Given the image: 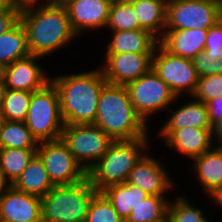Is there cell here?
I'll return each mask as SVG.
<instances>
[{
	"label": "cell",
	"instance_id": "6da1fadb",
	"mask_svg": "<svg viewBox=\"0 0 222 222\" xmlns=\"http://www.w3.org/2000/svg\"><path fill=\"white\" fill-rule=\"evenodd\" d=\"M22 5L19 20L24 27L30 55L45 57L73 41L74 32L67 9L62 3L46 0Z\"/></svg>",
	"mask_w": 222,
	"mask_h": 222
},
{
	"label": "cell",
	"instance_id": "7a4b0ae2",
	"mask_svg": "<svg viewBox=\"0 0 222 222\" xmlns=\"http://www.w3.org/2000/svg\"><path fill=\"white\" fill-rule=\"evenodd\" d=\"M59 95L65 124H94L102 87L107 83L101 70L57 75L50 78Z\"/></svg>",
	"mask_w": 222,
	"mask_h": 222
},
{
	"label": "cell",
	"instance_id": "3957f363",
	"mask_svg": "<svg viewBox=\"0 0 222 222\" xmlns=\"http://www.w3.org/2000/svg\"><path fill=\"white\" fill-rule=\"evenodd\" d=\"M113 141L143 138L147 123L136 112L126 86L106 83L101 90L94 122Z\"/></svg>",
	"mask_w": 222,
	"mask_h": 222
},
{
	"label": "cell",
	"instance_id": "277c9868",
	"mask_svg": "<svg viewBox=\"0 0 222 222\" xmlns=\"http://www.w3.org/2000/svg\"><path fill=\"white\" fill-rule=\"evenodd\" d=\"M148 136L113 141L103 157L87 172L92 187L101 192L111 185L125 183L130 171L150 147Z\"/></svg>",
	"mask_w": 222,
	"mask_h": 222
},
{
	"label": "cell",
	"instance_id": "5b68a950",
	"mask_svg": "<svg viewBox=\"0 0 222 222\" xmlns=\"http://www.w3.org/2000/svg\"><path fill=\"white\" fill-rule=\"evenodd\" d=\"M98 192L88 179L72 185L54 186L41 197L42 221L85 222Z\"/></svg>",
	"mask_w": 222,
	"mask_h": 222
},
{
	"label": "cell",
	"instance_id": "8992f818",
	"mask_svg": "<svg viewBox=\"0 0 222 222\" xmlns=\"http://www.w3.org/2000/svg\"><path fill=\"white\" fill-rule=\"evenodd\" d=\"M25 124L38 143L61 138L64 123L59 95L51 81L32 93Z\"/></svg>",
	"mask_w": 222,
	"mask_h": 222
},
{
	"label": "cell",
	"instance_id": "52a82bcc",
	"mask_svg": "<svg viewBox=\"0 0 222 222\" xmlns=\"http://www.w3.org/2000/svg\"><path fill=\"white\" fill-rule=\"evenodd\" d=\"M222 20V0H167L164 30L209 29Z\"/></svg>",
	"mask_w": 222,
	"mask_h": 222
},
{
	"label": "cell",
	"instance_id": "ba28073f",
	"mask_svg": "<svg viewBox=\"0 0 222 222\" xmlns=\"http://www.w3.org/2000/svg\"><path fill=\"white\" fill-rule=\"evenodd\" d=\"M61 140L72 156L88 172L106 153L113 140L95 124H65Z\"/></svg>",
	"mask_w": 222,
	"mask_h": 222
},
{
	"label": "cell",
	"instance_id": "9c48e42d",
	"mask_svg": "<svg viewBox=\"0 0 222 222\" xmlns=\"http://www.w3.org/2000/svg\"><path fill=\"white\" fill-rule=\"evenodd\" d=\"M126 89L136 112L147 124L151 115L164 110L179 98L152 68L128 83Z\"/></svg>",
	"mask_w": 222,
	"mask_h": 222
},
{
	"label": "cell",
	"instance_id": "30bf717a",
	"mask_svg": "<svg viewBox=\"0 0 222 222\" xmlns=\"http://www.w3.org/2000/svg\"><path fill=\"white\" fill-rule=\"evenodd\" d=\"M152 69L170 87L176 97L194 94L199 76L192 59L176 56L159 43L152 56Z\"/></svg>",
	"mask_w": 222,
	"mask_h": 222
},
{
	"label": "cell",
	"instance_id": "8fae6325",
	"mask_svg": "<svg viewBox=\"0 0 222 222\" xmlns=\"http://www.w3.org/2000/svg\"><path fill=\"white\" fill-rule=\"evenodd\" d=\"M37 154L54 186L72 185L87 179V172L60 139L39 142Z\"/></svg>",
	"mask_w": 222,
	"mask_h": 222
},
{
	"label": "cell",
	"instance_id": "7c38bea8",
	"mask_svg": "<svg viewBox=\"0 0 222 222\" xmlns=\"http://www.w3.org/2000/svg\"><path fill=\"white\" fill-rule=\"evenodd\" d=\"M153 53H105L100 66L108 83L126 86L152 68Z\"/></svg>",
	"mask_w": 222,
	"mask_h": 222
},
{
	"label": "cell",
	"instance_id": "4fadbf2b",
	"mask_svg": "<svg viewBox=\"0 0 222 222\" xmlns=\"http://www.w3.org/2000/svg\"><path fill=\"white\" fill-rule=\"evenodd\" d=\"M43 57L29 55L3 67L0 72L5 86L10 90L35 92L50 82V77L40 67L38 60Z\"/></svg>",
	"mask_w": 222,
	"mask_h": 222
},
{
	"label": "cell",
	"instance_id": "5bb4252c",
	"mask_svg": "<svg viewBox=\"0 0 222 222\" xmlns=\"http://www.w3.org/2000/svg\"><path fill=\"white\" fill-rule=\"evenodd\" d=\"M146 152L128 174L126 183L138 186L151 196H164L174 183L166 167Z\"/></svg>",
	"mask_w": 222,
	"mask_h": 222
},
{
	"label": "cell",
	"instance_id": "9a60e30c",
	"mask_svg": "<svg viewBox=\"0 0 222 222\" xmlns=\"http://www.w3.org/2000/svg\"><path fill=\"white\" fill-rule=\"evenodd\" d=\"M71 26L80 36L82 32L106 28L109 19L110 0H67Z\"/></svg>",
	"mask_w": 222,
	"mask_h": 222
},
{
	"label": "cell",
	"instance_id": "2e32d148",
	"mask_svg": "<svg viewBox=\"0 0 222 222\" xmlns=\"http://www.w3.org/2000/svg\"><path fill=\"white\" fill-rule=\"evenodd\" d=\"M0 222H42L41 198L11 186L0 195Z\"/></svg>",
	"mask_w": 222,
	"mask_h": 222
},
{
	"label": "cell",
	"instance_id": "e0dca14e",
	"mask_svg": "<svg viewBox=\"0 0 222 222\" xmlns=\"http://www.w3.org/2000/svg\"><path fill=\"white\" fill-rule=\"evenodd\" d=\"M165 145L189 159L201 156L213 147L215 129L182 128L179 130H159Z\"/></svg>",
	"mask_w": 222,
	"mask_h": 222
},
{
	"label": "cell",
	"instance_id": "ac0fdd59",
	"mask_svg": "<svg viewBox=\"0 0 222 222\" xmlns=\"http://www.w3.org/2000/svg\"><path fill=\"white\" fill-rule=\"evenodd\" d=\"M208 29L164 30L158 43L173 55L193 59L204 51Z\"/></svg>",
	"mask_w": 222,
	"mask_h": 222
},
{
	"label": "cell",
	"instance_id": "d6986e66",
	"mask_svg": "<svg viewBox=\"0 0 222 222\" xmlns=\"http://www.w3.org/2000/svg\"><path fill=\"white\" fill-rule=\"evenodd\" d=\"M215 146V147H214ZM207 152L193 159L196 178L206 194L222 187V146L214 145Z\"/></svg>",
	"mask_w": 222,
	"mask_h": 222
},
{
	"label": "cell",
	"instance_id": "ffe728a7",
	"mask_svg": "<svg viewBox=\"0 0 222 222\" xmlns=\"http://www.w3.org/2000/svg\"><path fill=\"white\" fill-rule=\"evenodd\" d=\"M106 53H153L158 39L144 29L111 31Z\"/></svg>",
	"mask_w": 222,
	"mask_h": 222
},
{
	"label": "cell",
	"instance_id": "44dd1931",
	"mask_svg": "<svg viewBox=\"0 0 222 222\" xmlns=\"http://www.w3.org/2000/svg\"><path fill=\"white\" fill-rule=\"evenodd\" d=\"M172 112L160 130H179L188 127L215 129L209 121L206 105L202 101L193 98Z\"/></svg>",
	"mask_w": 222,
	"mask_h": 222
},
{
	"label": "cell",
	"instance_id": "7402d4cb",
	"mask_svg": "<svg viewBox=\"0 0 222 222\" xmlns=\"http://www.w3.org/2000/svg\"><path fill=\"white\" fill-rule=\"evenodd\" d=\"M12 186L16 190L40 198L54 187L38 154L33 157Z\"/></svg>",
	"mask_w": 222,
	"mask_h": 222
},
{
	"label": "cell",
	"instance_id": "603a6c76",
	"mask_svg": "<svg viewBox=\"0 0 222 222\" xmlns=\"http://www.w3.org/2000/svg\"><path fill=\"white\" fill-rule=\"evenodd\" d=\"M101 193L108 199L124 221L130 216L131 210L148 196L138 186L126 182L111 185L102 190Z\"/></svg>",
	"mask_w": 222,
	"mask_h": 222
},
{
	"label": "cell",
	"instance_id": "cb8c5ba5",
	"mask_svg": "<svg viewBox=\"0 0 222 222\" xmlns=\"http://www.w3.org/2000/svg\"><path fill=\"white\" fill-rule=\"evenodd\" d=\"M132 4L140 27L159 40L164 34L167 0H139Z\"/></svg>",
	"mask_w": 222,
	"mask_h": 222
},
{
	"label": "cell",
	"instance_id": "d4e9b609",
	"mask_svg": "<svg viewBox=\"0 0 222 222\" xmlns=\"http://www.w3.org/2000/svg\"><path fill=\"white\" fill-rule=\"evenodd\" d=\"M29 55L26 32L19 20L10 30L0 35V70Z\"/></svg>",
	"mask_w": 222,
	"mask_h": 222
},
{
	"label": "cell",
	"instance_id": "484cf974",
	"mask_svg": "<svg viewBox=\"0 0 222 222\" xmlns=\"http://www.w3.org/2000/svg\"><path fill=\"white\" fill-rule=\"evenodd\" d=\"M38 142L25 122L5 121L0 130V149H37Z\"/></svg>",
	"mask_w": 222,
	"mask_h": 222
},
{
	"label": "cell",
	"instance_id": "4316f807",
	"mask_svg": "<svg viewBox=\"0 0 222 222\" xmlns=\"http://www.w3.org/2000/svg\"><path fill=\"white\" fill-rule=\"evenodd\" d=\"M36 154L37 149H0V165L11 184L22 174Z\"/></svg>",
	"mask_w": 222,
	"mask_h": 222
},
{
	"label": "cell",
	"instance_id": "83f0119b",
	"mask_svg": "<svg viewBox=\"0 0 222 222\" xmlns=\"http://www.w3.org/2000/svg\"><path fill=\"white\" fill-rule=\"evenodd\" d=\"M169 199L165 196L148 195L135 206L125 222H158L167 216Z\"/></svg>",
	"mask_w": 222,
	"mask_h": 222
},
{
	"label": "cell",
	"instance_id": "f1b7e54d",
	"mask_svg": "<svg viewBox=\"0 0 222 222\" xmlns=\"http://www.w3.org/2000/svg\"><path fill=\"white\" fill-rule=\"evenodd\" d=\"M33 92L7 89L1 110L7 121L25 122Z\"/></svg>",
	"mask_w": 222,
	"mask_h": 222
},
{
	"label": "cell",
	"instance_id": "f546056e",
	"mask_svg": "<svg viewBox=\"0 0 222 222\" xmlns=\"http://www.w3.org/2000/svg\"><path fill=\"white\" fill-rule=\"evenodd\" d=\"M106 27L111 31L142 29L130 3H111Z\"/></svg>",
	"mask_w": 222,
	"mask_h": 222
},
{
	"label": "cell",
	"instance_id": "4dcf8cb0",
	"mask_svg": "<svg viewBox=\"0 0 222 222\" xmlns=\"http://www.w3.org/2000/svg\"><path fill=\"white\" fill-rule=\"evenodd\" d=\"M184 197H177L169 201L167 209L168 222H206L209 218L204 216L201 208H196Z\"/></svg>",
	"mask_w": 222,
	"mask_h": 222
},
{
	"label": "cell",
	"instance_id": "1f68e13d",
	"mask_svg": "<svg viewBox=\"0 0 222 222\" xmlns=\"http://www.w3.org/2000/svg\"><path fill=\"white\" fill-rule=\"evenodd\" d=\"M85 222H125L108 199L98 192L92 199Z\"/></svg>",
	"mask_w": 222,
	"mask_h": 222
},
{
	"label": "cell",
	"instance_id": "d6a6232c",
	"mask_svg": "<svg viewBox=\"0 0 222 222\" xmlns=\"http://www.w3.org/2000/svg\"><path fill=\"white\" fill-rule=\"evenodd\" d=\"M218 96H222V74H212L199 77L191 99L193 97L195 100L207 103Z\"/></svg>",
	"mask_w": 222,
	"mask_h": 222
},
{
	"label": "cell",
	"instance_id": "836d02e7",
	"mask_svg": "<svg viewBox=\"0 0 222 222\" xmlns=\"http://www.w3.org/2000/svg\"><path fill=\"white\" fill-rule=\"evenodd\" d=\"M204 51L217 61L222 56V20L208 29Z\"/></svg>",
	"mask_w": 222,
	"mask_h": 222
},
{
	"label": "cell",
	"instance_id": "e575fe53",
	"mask_svg": "<svg viewBox=\"0 0 222 222\" xmlns=\"http://www.w3.org/2000/svg\"><path fill=\"white\" fill-rule=\"evenodd\" d=\"M193 65L196 68L199 77L212 74H221L220 62L214 61L213 57L205 51L198 53L192 59Z\"/></svg>",
	"mask_w": 222,
	"mask_h": 222
},
{
	"label": "cell",
	"instance_id": "d590c367",
	"mask_svg": "<svg viewBox=\"0 0 222 222\" xmlns=\"http://www.w3.org/2000/svg\"><path fill=\"white\" fill-rule=\"evenodd\" d=\"M21 7L17 4L14 8L0 11V35L10 30L19 21Z\"/></svg>",
	"mask_w": 222,
	"mask_h": 222
},
{
	"label": "cell",
	"instance_id": "8d00e7d4",
	"mask_svg": "<svg viewBox=\"0 0 222 222\" xmlns=\"http://www.w3.org/2000/svg\"><path fill=\"white\" fill-rule=\"evenodd\" d=\"M208 118L211 125L216 129L222 123V96H218L205 103Z\"/></svg>",
	"mask_w": 222,
	"mask_h": 222
},
{
	"label": "cell",
	"instance_id": "74e56055",
	"mask_svg": "<svg viewBox=\"0 0 222 222\" xmlns=\"http://www.w3.org/2000/svg\"><path fill=\"white\" fill-rule=\"evenodd\" d=\"M208 196H209L210 200H212L214 202V204L222 207V187L215 189Z\"/></svg>",
	"mask_w": 222,
	"mask_h": 222
},
{
	"label": "cell",
	"instance_id": "f35d334b",
	"mask_svg": "<svg viewBox=\"0 0 222 222\" xmlns=\"http://www.w3.org/2000/svg\"><path fill=\"white\" fill-rule=\"evenodd\" d=\"M12 184L6 178L4 170L1 168L0 165V195L8 188H10Z\"/></svg>",
	"mask_w": 222,
	"mask_h": 222
},
{
	"label": "cell",
	"instance_id": "ab89813d",
	"mask_svg": "<svg viewBox=\"0 0 222 222\" xmlns=\"http://www.w3.org/2000/svg\"><path fill=\"white\" fill-rule=\"evenodd\" d=\"M17 3L14 0H0V11L14 8Z\"/></svg>",
	"mask_w": 222,
	"mask_h": 222
},
{
	"label": "cell",
	"instance_id": "60d3db41",
	"mask_svg": "<svg viewBox=\"0 0 222 222\" xmlns=\"http://www.w3.org/2000/svg\"><path fill=\"white\" fill-rule=\"evenodd\" d=\"M5 90H6L5 82H4V79H3L2 74L0 72V107L2 104Z\"/></svg>",
	"mask_w": 222,
	"mask_h": 222
},
{
	"label": "cell",
	"instance_id": "b9f144b4",
	"mask_svg": "<svg viewBox=\"0 0 222 222\" xmlns=\"http://www.w3.org/2000/svg\"><path fill=\"white\" fill-rule=\"evenodd\" d=\"M215 139L218 141L219 144L222 146V123L215 129Z\"/></svg>",
	"mask_w": 222,
	"mask_h": 222
},
{
	"label": "cell",
	"instance_id": "7bdbcfd3",
	"mask_svg": "<svg viewBox=\"0 0 222 222\" xmlns=\"http://www.w3.org/2000/svg\"><path fill=\"white\" fill-rule=\"evenodd\" d=\"M17 4L19 5H26V4H30V3H38L41 0H14ZM46 1V0H45Z\"/></svg>",
	"mask_w": 222,
	"mask_h": 222
},
{
	"label": "cell",
	"instance_id": "ee69618b",
	"mask_svg": "<svg viewBox=\"0 0 222 222\" xmlns=\"http://www.w3.org/2000/svg\"><path fill=\"white\" fill-rule=\"evenodd\" d=\"M111 3H134V2H137L139 0H110Z\"/></svg>",
	"mask_w": 222,
	"mask_h": 222
},
{
	"label": "cell",
	"instance_id": "f6af8a7d",
	"mask_svg": "<svg viewBox=\"0 0 222 222\" xmlns=\"http://www.w3.org/2000/svg\"><path fill=\"white\" fill-rule=\"evenodd\" d=\"M5 121H6L5 116L3 115L1 107H0V130L4 126Z\"/></svg>",
	"mask_w": 222,
	"mask_h": 222
},
{
	"label": "cell",
	"instance_id": "bcb514c9",
	"mask_svg": "<svg viewBox=\"0 0 222 222\" xmlns=\"http://www.w3.org/2000/svg\"><path fill=\"white\" fill-rule=\"evenodd\" d=\"M48 1H51V2H54V3H62L63 4L67 0H48Z\"/></svg>",
	"mask_w": 222,
	"mask_h": 222
},
{
	"label": "cell",
	"instance_id": "7dc6e473",
	"mask_svg": "<svg viewBox=\"0 0 222 222\" xmlns=\"http://www.w3.org/2000/svg\"><path fill=\"white\" fill-rule=\"evenodd\" d=\"M218 61L220 62V69H221V74H222V56L220 59H218Z\"/></svg>",
	"mask_w": 222,
	"mask_h": 222
},
{
	"label": "cell",
	"instance_id": "c3c4849f",
	"mask_svg": "<svg viewBox=\"0 0 222 222\" xmlns=\"http://www.w3.org/2000/svg\"><path fill=\"white\" fill-rule=\"evenodd\" d=\"M158 222H168L167 216L163 220H160Z\"/></svg>",
	"mask_w": 222,
	"mask_h": 222
},
{
	"label": "cell",
	"instance_id": "681fc988",
	"mask_svg": "<svg viewBox=\"0 0 222 222\" xmlns=\"http://www.w3.org/2000/svg\"><path fill=\"white\" fill-rule=\"evenodd\" d=\"M42 222H62V221H42Z\"/></svg>",
	"mask_w": 222,
	"mask_h": 222
}]
</instances>
